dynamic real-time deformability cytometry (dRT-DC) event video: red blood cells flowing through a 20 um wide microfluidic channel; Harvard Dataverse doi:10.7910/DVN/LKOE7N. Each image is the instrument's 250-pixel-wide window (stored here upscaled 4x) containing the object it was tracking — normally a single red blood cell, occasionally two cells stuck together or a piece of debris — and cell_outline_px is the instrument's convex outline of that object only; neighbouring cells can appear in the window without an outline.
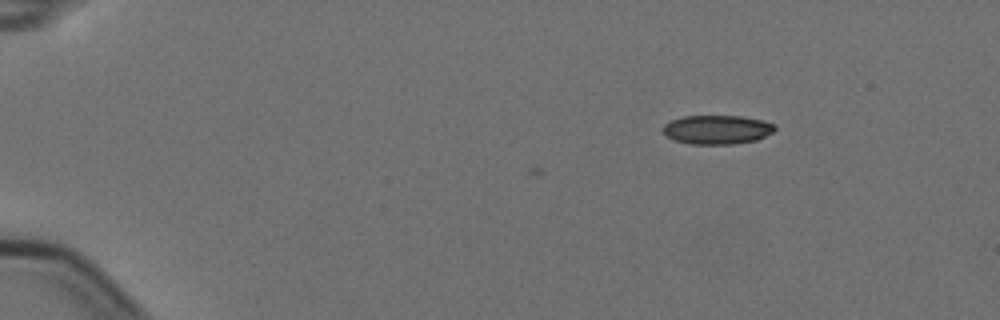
{"species": "Egyptian fruit bat (a non-hibernating species)", "species_latin": "Rousettus aegyptiacus", "temperature_condition": "cold", "stored_images_in_passage": 4, "camera_frame_rate_fps": 3000, "um_per_image_px": 0.085, "animal": {"sex": "female"}, "frame": {"image": 1, "passage_image": 1, "time_ms": 0.0, "image_size_px": [1000, 320], "cell_outline_px": [[776, 128], [772, 132], [756, 140], [732, 144], [688, 144], [672, 140], [664, 132], [664, 124], [672, 120], [684, 116], [740, 116], [764, 120], [776, 124]], "centroid_in_image_um": [60.96, 11.02], "position_along_channel_um": 24.0, "area_um2": 18.9}}
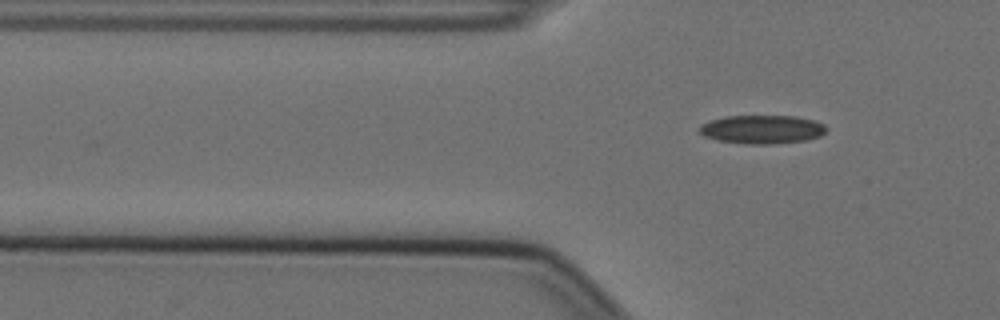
{"frame": {"image": 2, "passage_image": 4, "time_ms": 1.0, "image_size_px": [1000, 320], "cell_outline_px": [[828, 128], [820, 136], [804, 140], [772, 144], [748, 144], [720, 140], [704, 136], [700, 132], [700, 124], [708, 120], [724, 116], [796, 116], [812, 120], [824, 124]], "centroid_in_image_um": [64.76, 10.98], "position_along_channel_um": 61.0, "area_um2": 21.04}}